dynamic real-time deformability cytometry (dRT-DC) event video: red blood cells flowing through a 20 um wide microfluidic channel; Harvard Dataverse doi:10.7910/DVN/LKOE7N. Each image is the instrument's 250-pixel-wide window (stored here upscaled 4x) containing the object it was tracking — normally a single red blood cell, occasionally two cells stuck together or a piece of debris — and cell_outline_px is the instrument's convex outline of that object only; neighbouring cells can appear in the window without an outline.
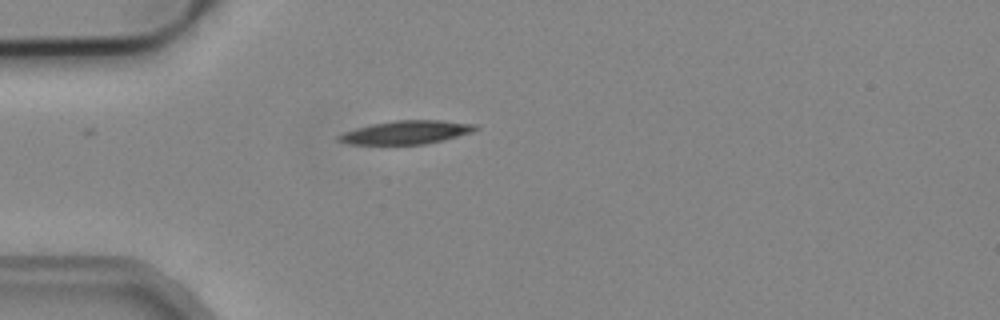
{"species": "common noctule bat (a hibernating species)", "species_latin": "Nyctalus noctula", "temperature_condition": "cold", "stored_images_in_passage": 1, "camera_frame_rate_fps": 3000, "um_per_image_px": 0.085, "animal": {"sex": "male", "body_mass_g": 19.2, "forearm_length_mm": 51.8}, "frame": {"image": 1, "passage_image": 1, "time_ms": 0.0, "image_size_px": [1000, 320], "cell_outline_px": [[480, 128], [472, 132], [424, 144], [348, 144], [336, 140], [336, 136], [344, 132], [356, 128], [372, 124], [392, 120], [440, 120], [476, 124]], "centroid_in_image_um": [34.5, 11.24], "position_along_channel_um": 50.5, "area_um2": 18.55}}